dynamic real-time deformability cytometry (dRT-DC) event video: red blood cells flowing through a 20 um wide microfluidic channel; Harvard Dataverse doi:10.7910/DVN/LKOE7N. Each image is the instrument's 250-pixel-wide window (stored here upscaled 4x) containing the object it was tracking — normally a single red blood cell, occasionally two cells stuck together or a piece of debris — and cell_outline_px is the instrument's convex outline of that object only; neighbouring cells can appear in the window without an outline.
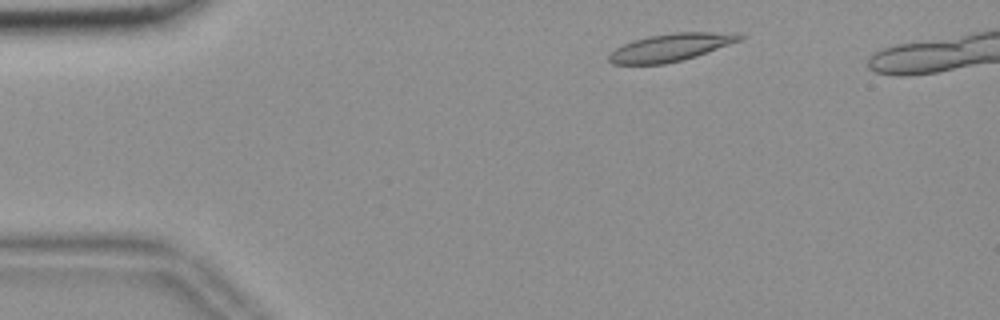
{"species": "common noctule bat (a hibernating species)", "species_latin": "Nyctalus noctula", "temperature_condition": "room temperature", "stored_images_in_passage": 46, "camera_frame_rate_fps": 3000, "um_per_image_px": 0.085, "animal": {"sex": "female", "body_mass_g": 18.4}, "frame": {"image": 1, "passage_image": 5, "time_ms": 1.333, "image_size_px": [1000, 320], "cell_outline_px": [[744, 36], [740, 40], [696, 56], [664, 64], [612, 64], [608, 60], [608, 56], [616, 48], [632, 40], [648, 36], [672, 32], [740, 32]], "centroid_in_image_um": [57.01, 4.01], "position_along_channel_um": 28.0, "area_um2": 20.98}}
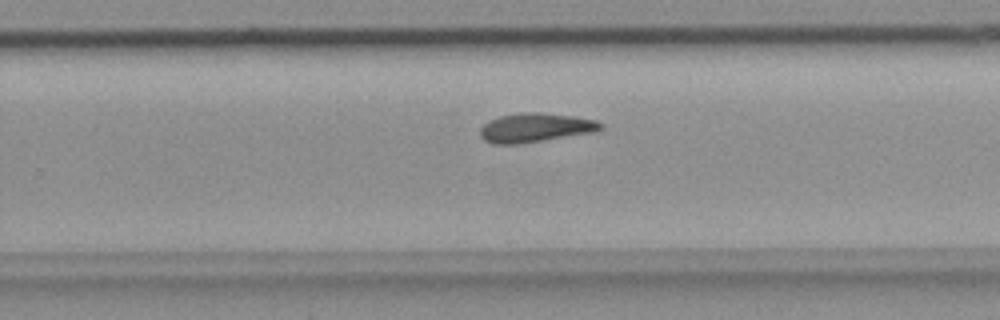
{"frame": {"image": 2, "passage_image": 31, "time_ms": 10.0, "image_size_px": [1000, 320], "cell_outline_px": [[604, 128], [596, 132], [544, 140], [516, 144], [492, 144], [484, 140], [480, 136], [480, 128], [488, 120], [500, 116], [520, 112], [536, 112], [572, 116], [596, 120], [604, 124]], "centroid_in_image_um": [45.5, 10.85], "position_along_channel_um": 284.3, "area_um2": 20.52}}
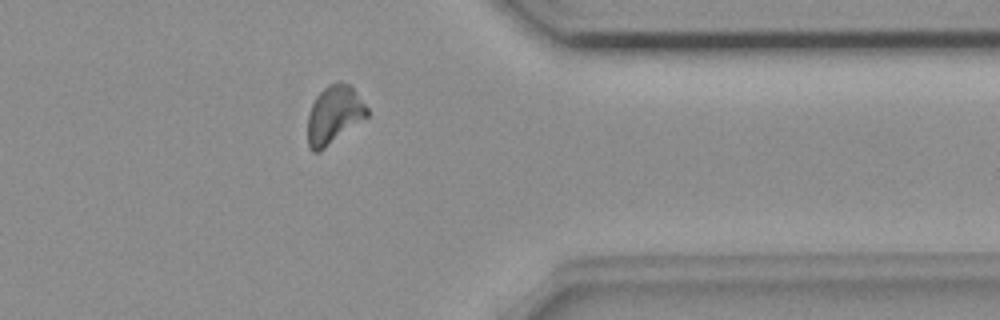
{"frame": {"image": 3, "passage_image": 40, "time_ms": 13.0, "image_size_px": [1000, 320], "cell_outline_px": [[368, 116], [324, 148], [316, 152], [312, 152], [308, 144], [308, 112], [316, 96], [328, 84], [336, 80], [340, 80], [348, 84], [352, 88], [368, 108]], "centroid_in_image_um": [28.38, 9.72], "position_along_channel_um": 383.0, "area_um2": 19.88}}